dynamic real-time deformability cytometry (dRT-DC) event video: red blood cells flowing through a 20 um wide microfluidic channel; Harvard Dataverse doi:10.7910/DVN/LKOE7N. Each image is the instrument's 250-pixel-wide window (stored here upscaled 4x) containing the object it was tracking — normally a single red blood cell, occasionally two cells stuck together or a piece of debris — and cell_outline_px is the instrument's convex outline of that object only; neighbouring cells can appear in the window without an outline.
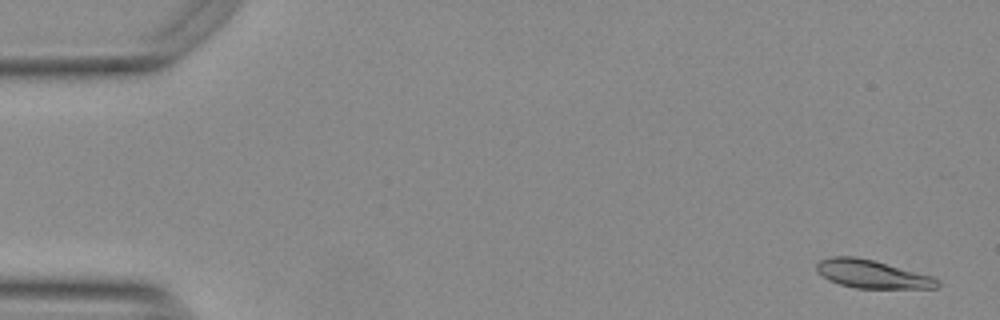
{"species": "Egyptian fruit bat (a non-hibernating species)", "species_latin": "Rousettus aegyptiacus", "temperature_condition": "warm", "stored_images_in_passage": 19, "camera_frame_rate_fps": 3000, "um_per_image_px": 0.085, "animal": {"sex": "female"}, "frame": {"image": 1, "passage_image": 1, "time_ms": 0.0, "image_size_px": [1000, 320], "cell_outline_px": [[940, 284], [936, 288], [856, 288], [840, 284], [828, 280], [816, 268], [816, 264], [820, 260], [832, 256], [856, 256], [872, 260], [932, 276], [940, 280]], "centroid_in_image_um": [74.13, 23.3], "position_along_channel_um": 10.9, "area_um2": 19.59}}
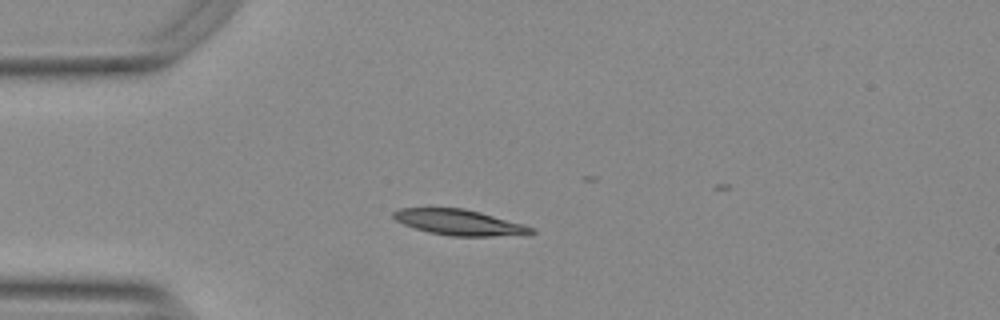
{"frame": {"image": 2, "passage_image": 13, "time_ms": 4.0, "image_size_px": [1000, 320], "cell_outline_px": [[536, 232], [528, 236], [452, 236], [428, 232], [404, 224], [396, 220], [392, 216], [392, 212], [400, 208], [464, 208], [480, 212], [524, 224], [536, 228]], "centroid_in_image_um": [39.14, 18.92], "position_along_channel_um": 45.9, "area_um2": 20.87}}
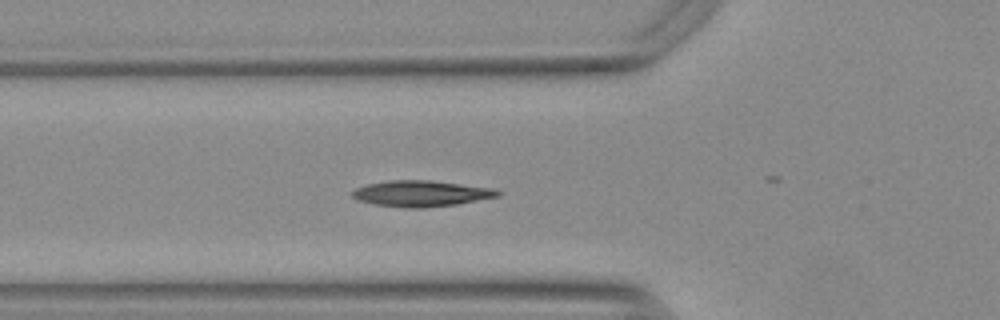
{"frame": {"image": 3, "passage_image": 18, "time_ms": 5.667, "image_size_px": [1000, 320], "cell_outline_px": [[500, 196], [456, 204], [424, 208], [408, 208], [376, 204], [356, 200], [352, 196], [352, 192], [356, 188], [368, 184], [388, 180], [428, 180], [492, 188], [500, 192]], "centroid_in_image_um": [35.77, 16.45], "position_along_channel_um": 90.0, "area_um2": 21.79}}